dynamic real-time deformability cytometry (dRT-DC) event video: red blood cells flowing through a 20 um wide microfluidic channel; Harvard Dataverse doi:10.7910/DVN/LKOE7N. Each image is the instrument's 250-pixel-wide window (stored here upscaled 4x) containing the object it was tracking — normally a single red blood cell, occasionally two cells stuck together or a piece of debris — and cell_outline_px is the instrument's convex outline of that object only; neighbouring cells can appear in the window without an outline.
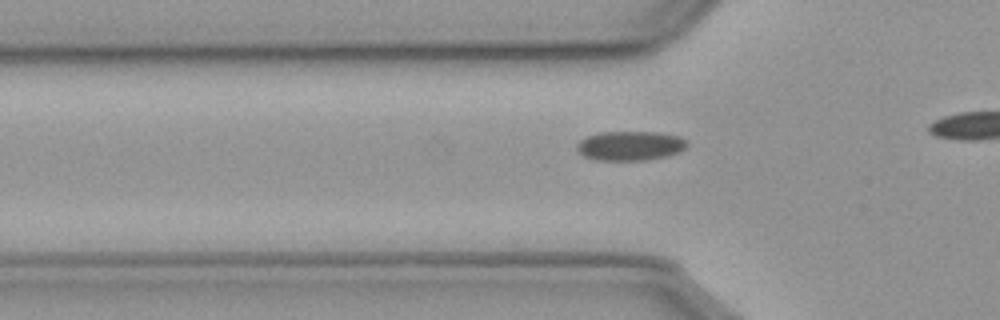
{"species": "common noctule bat (a hibernating species)", "species_latin": "Nyctalus noctula", "temperature_condition": "cold", "stored_images_in_passage": 16, "camera_frame_rate_fps": 3000, "um_per_image_px": 0.085, "animal": {"sex": "male", "body_mass_g": 23.1, "forearm_length_mm": 52.7}, "frame": {"image": 1, "passage_image": 10, "time_ms": 3.0, "image_size_px": [1000, 320], "cell_outline_px": [[688, 144], [680, 152], [668, 156], [648, 160], [592, 160], [584, 156], [576, 148], [576, 144], [580, 140], [588, 136], [600, 132], [656, 132], [680, 136], [688, 140]], "centroid_in_image_um": [53.59, 12.39], "position_along_channel_um": 72.2, "area_um2": 19.07}}